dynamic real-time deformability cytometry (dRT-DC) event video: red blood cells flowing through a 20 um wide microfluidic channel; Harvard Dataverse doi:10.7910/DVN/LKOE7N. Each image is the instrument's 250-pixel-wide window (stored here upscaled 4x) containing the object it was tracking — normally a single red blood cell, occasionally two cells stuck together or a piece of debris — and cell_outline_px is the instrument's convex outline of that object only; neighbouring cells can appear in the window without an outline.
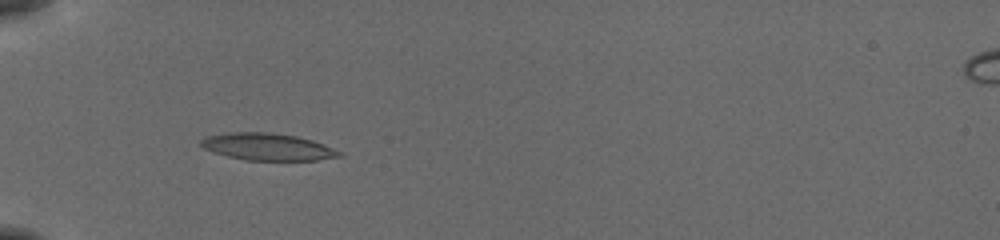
{"species": "common noctule bat (a hibernating species)", "species_latin": "Nyctalus noctula", "temperature_condition": "cold", "stored_images_in_passage": 55, "camera_frame_rate_fps": 3000, "um_per_image_px": 0.085, "animal": {"sex": "female", "body_mass_g": 19.5, "forearm_length_mm": 54.1}, "frame": {"image": 1, "passage_image": 20, "time_ms": 6.333, "image_size_px": [1000, 240], "cell_outline_px": [[344, 156], [316, 160], [244, 160], [228, 156], [204, 148], [200, 144], [200, 140], [208, 136], [228, 132], [268, 132], [296, 136], [312, 140], [344, 152]], "centroid_in_image_um": [22.79, 12.48], "position_along_channel_um": 62.2, "area_um2": 21.73}}
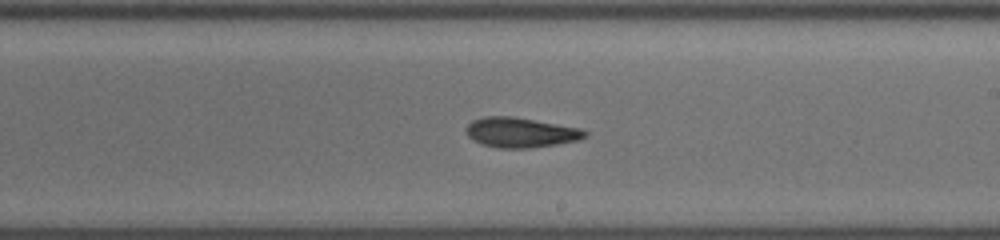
{"frame": {"image": 2, "passage_image": 35, "time_ms": 11.333, "image_size_px": [1000, 240], "cell_outline_px": [[588, 136], [580, 140], [556, 144], [528, 148], [496, 148], [480, 144], [472, 140], [468, 136], [464, 128], [472, 120], [484, 116], [516, 116], [580, 128], [588, 132]], "centroid_in_image_um": [44.23, 11.25], "position_along_channel_um": 244.8, "area_um2": 21.1}}
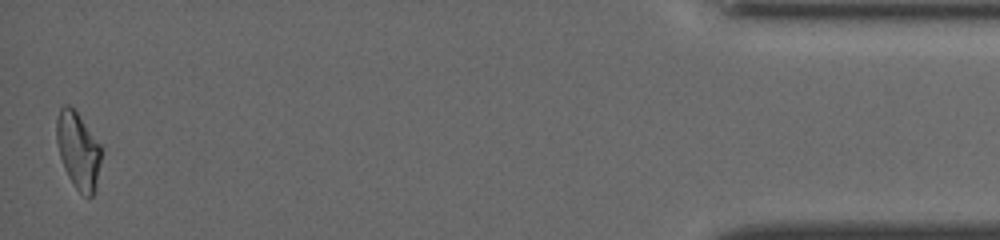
{"frame": {"image": 3, "passage_image": 55, "time_ms": 18.0, "image_size_px": [1000, 240], "cell_outline_px": [[100, 160], [96, 192], [92, 196], [84, 196], [76, 188], [68, 176], [64, 168], [60, 156], [56, 140], [56, 120], [60, 108], [64, 104], [72, 104], [100, 144]], "centroid_in_image_um": [6.63, 12.75], "position_along_channel_um": 428.6, "area_um2": 20.11}, "authors_computed_cell_mechanics": {"area_um2": 20.9236, "velocity_mm_per_s": 3.8622, "shape_relaxation_time_tau1_ms": 8.4023, "shape_relaxation_time_tau2_ms": 4.504, "deformation_change_tau1": 0.1733, "deformation_change_tau2": 0.1234}}